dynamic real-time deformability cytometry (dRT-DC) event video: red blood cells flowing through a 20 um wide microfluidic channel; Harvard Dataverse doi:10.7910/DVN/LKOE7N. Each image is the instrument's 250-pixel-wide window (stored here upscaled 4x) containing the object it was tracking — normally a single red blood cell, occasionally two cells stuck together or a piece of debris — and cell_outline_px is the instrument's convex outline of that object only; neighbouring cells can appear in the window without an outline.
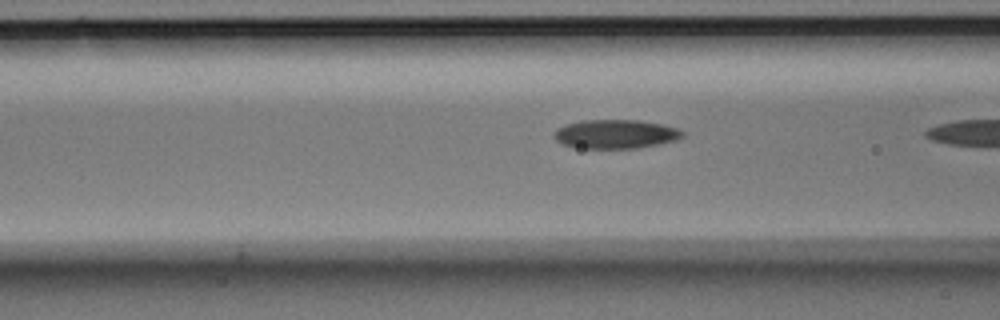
{"species": "Egyptian fruit bat (a non-hibernating species)", "species_latin": "Rousettus aegyptiacus", "temperature_condition": "room temperature", "stored_images_in_passage": 7, "camera_frame_rate_fps": 3000, "um_per_image_px": 0.085, "animal": {"sex": "male"}, "frame": {"image": 1, "passage_image": 6, "time_ms": 1.667, "image_size_px": [1000, 320], "cell_outline_px": [[684, 136], [676, 140], [636, 148], [580, 148], [564, 144], [556, 140], [552, 136], [556, 128], [568, 124], [584, 120], [640, 120], [664, 124], [676, 128], [684, 132]], "centroid_in_image_um": [52.32, 11.39], "position_along_channel_um": 114.3, "area_um2": 21.56}}